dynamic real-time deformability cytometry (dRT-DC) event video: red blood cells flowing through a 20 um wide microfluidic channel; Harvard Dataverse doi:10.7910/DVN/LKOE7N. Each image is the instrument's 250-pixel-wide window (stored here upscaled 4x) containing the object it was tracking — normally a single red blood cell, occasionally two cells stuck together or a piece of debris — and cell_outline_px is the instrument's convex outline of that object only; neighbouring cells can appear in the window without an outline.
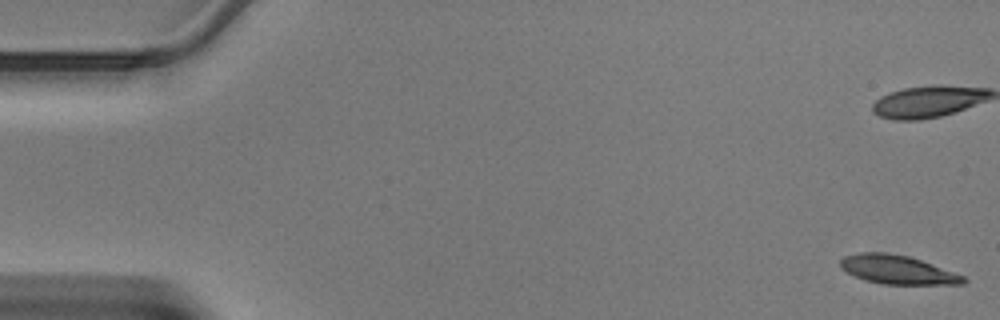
{"species": "Egyptian fruit bat (a non-hibernating species)", "species_latin": "Rousettus aegyptiacus", "temperature_condition": "warm", "stored_images_in_passage": 47, "camera_frame_rate_fps": 3000, "um_per_image_px": 0.085, "animal": {"sex": "male"}, "frame": {"image": 1, "passage_image": 1, "time_ms": 0.0, "image_size_px": [1000, 320], "cell_outline_px": [[968, 280], [964, 284], [884, 284], [864, 280], [840, 268], [840, 260], [844, 256], [860, 252], [884, 252], [908, 256], [920, 260], [964, 276]], "centroid_in_image_um": [76.26, 22.92], "position_along_channel_um": 8.7, "area_um2": 20.4}}